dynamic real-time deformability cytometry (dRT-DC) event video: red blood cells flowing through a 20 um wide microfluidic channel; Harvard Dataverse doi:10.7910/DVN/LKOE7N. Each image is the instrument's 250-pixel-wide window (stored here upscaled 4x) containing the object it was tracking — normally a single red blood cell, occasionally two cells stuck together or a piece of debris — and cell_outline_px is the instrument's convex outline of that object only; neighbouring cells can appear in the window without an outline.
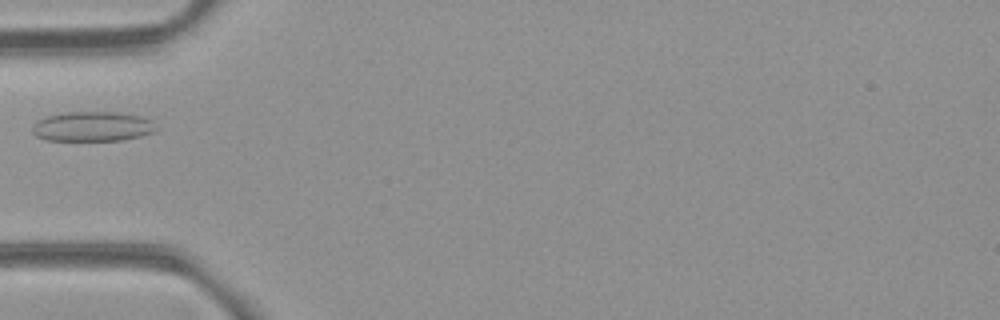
{"species": "common noctule bat (a hibernating species)", "species_latin": "Nyctalus noctula", "temperature_condition": "room temperature", "stored_images_in_passage": 36, "camera_frame_rate_fps": 3000, "um_per_image_px": 0.085, "animal": {"sex": "female", "body_mass_g": 21.9}, "frame": {"image": 1, "passage_image": 1, "time_ms": 0.0, "image_size_px": [1000, 320], "cell_outline_px": [[156, 132], [140, 136], [120, 140], [48, 140], [36, 136], [32, 132], [32, 124], [36, 120], [48, 116], [68, 112], [116, 112], [140, 116], [152, 120], [156, 128]], "centroid_in_image_um": [7.85, 10.75], "position_along_channel_um": 77.1, "area_um2": 21.44}}
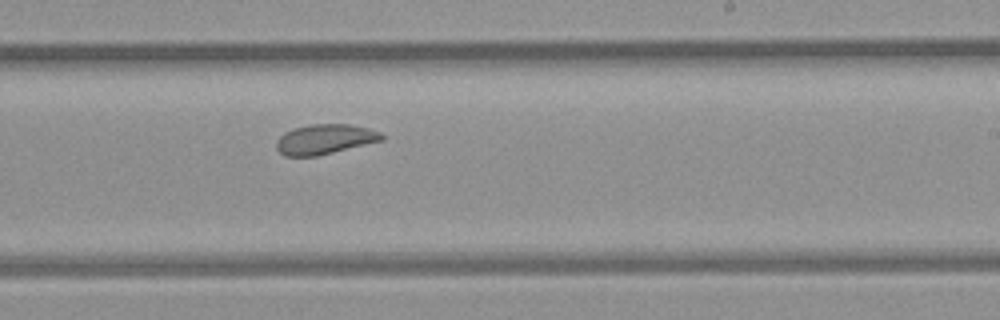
{"frame": {"image": 2, "passage_image": 15, "time_ms": 4.667, "image_size_px": [1000, 320], "cell_outline_px": [[384, 140], [316, 156], [284, 156], [276, 148], [276, 140], [284, 132], [292, 128], [312, 124], [348, 124], [368, 128], [380, 132], [384, 136]], "centroid_in_image_um": [27.59, 11.83], "position_along_channel_um": 261.4, "area_um2": 18.38}}
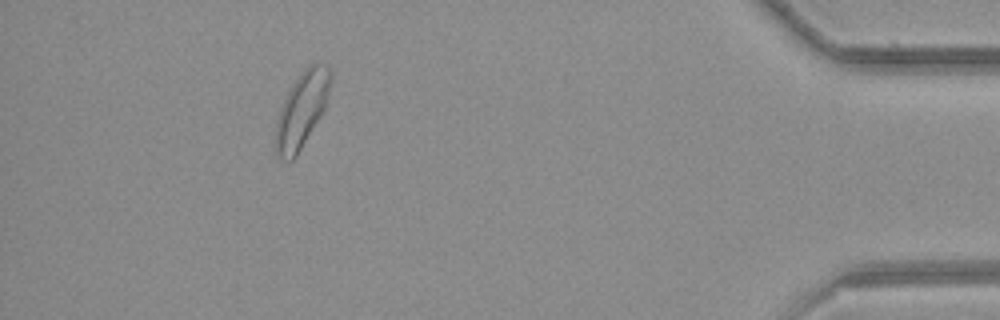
{"frame": {"image": 3, "passage_image": 31, "time_ms": 10.0, "image_size_px": [1000, 320], "cell_outline_px": [[332, 72], [328, 96], [324, 108], [320, 116], [296, 156], [292, 160], [280, 160], [276, 152], [276, 124], [280, 108], [292, 84], [304, 68], [308, 64], [316, 60], [328, 64]], "centroid_in_image_um": [25.67, 9.25], "position_along_channel_um": 409.5, "area_um2": 24.04}}